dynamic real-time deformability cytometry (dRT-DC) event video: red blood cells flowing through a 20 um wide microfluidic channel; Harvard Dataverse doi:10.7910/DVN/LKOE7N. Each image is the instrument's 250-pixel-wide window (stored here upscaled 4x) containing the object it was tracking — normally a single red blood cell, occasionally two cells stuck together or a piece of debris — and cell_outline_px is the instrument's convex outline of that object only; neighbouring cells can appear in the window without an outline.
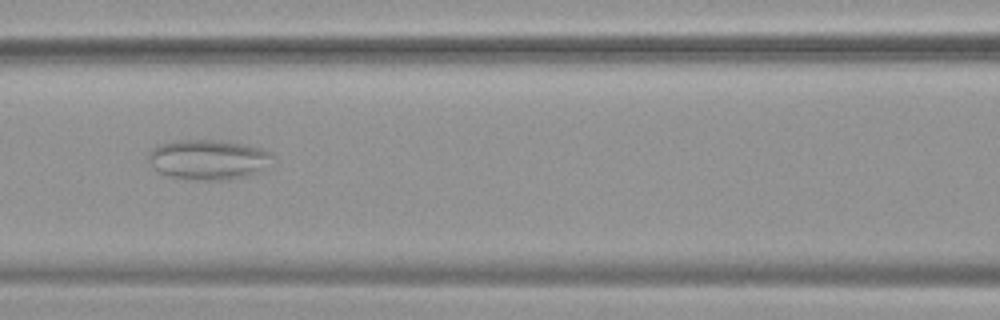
{"species": "common noctule bat (a hibernating species)", "species_latin": "Nyctalus noctula", "temperature_condition": "warm", "stored_images_in_passage": 39, "camera_frame_rate_fps": 3000, "um_per_image_px": 0.085, "animal": {"sex": "female", "body_mass_g": 19.9}, "frame": {"image": 1, "passage_image": 9, "time_ms": 2.667, "image_size_px": [1000, 320], "cell_outline_px": [[276, 156], [256, 172], [244, 176], [228, 180], [204, 180], [168, 176], [160, 172], [148, 160], [148, 156], [152, 148], [160, 144], [180, 140], [212, 140], [244, 144], [260, 148], [272, 152]], "centroid_in_image_um": [17.7, 13.55], "position_along_channel_um": 148.9, "area_um2": 28.44}}
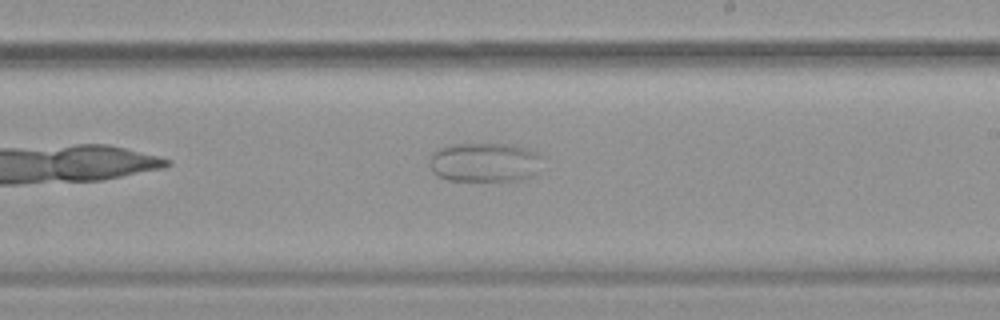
{"frame": {"image": 2, "passage_image": 17, "time_ms": 5.333, "image_size_px": [1000, 320], "cell_outline_px": [[540, 156], [532, 176], [520, 180], [448, 180], [436, 176], [428, 164], [432, 152], [436, 148], [448, 144], [512, 144], [536, 152]], "centroid_in_image_um": [41.07, 13.78], "position_along_channel_um": 247.9, "area_um2": 25.66}}
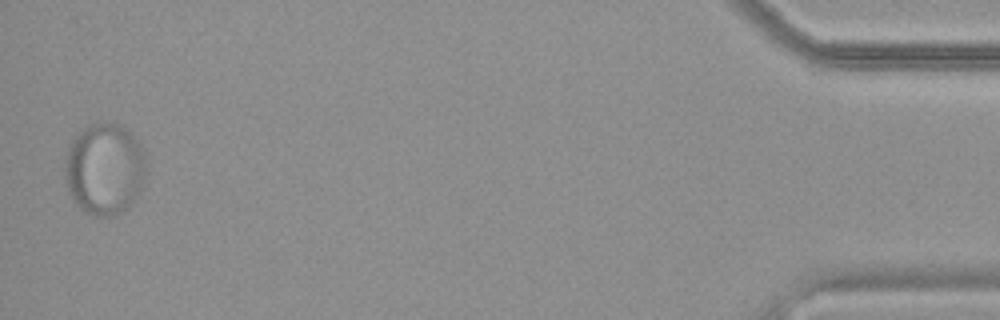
{"frame": {"image": 3, "passage_image": 38, "time_ms": 12.333, "image_size_px": [1000, 320], "cell_outline_px": [[148, 172], [140, 192], [136, 200], [128, 208], [112, 216], [96, 216], [80, 208], [68, 192], [64, 172], [64, 168], [68, 148], [72, 140], [88, 124], [100, 120], [108, 120], [120, 124], [140, 144], [144, 156]], "centroid_in_image_um": [8.91, 14.35], "position_along_channel_um": 426.3, "area_um2": 44.04}}